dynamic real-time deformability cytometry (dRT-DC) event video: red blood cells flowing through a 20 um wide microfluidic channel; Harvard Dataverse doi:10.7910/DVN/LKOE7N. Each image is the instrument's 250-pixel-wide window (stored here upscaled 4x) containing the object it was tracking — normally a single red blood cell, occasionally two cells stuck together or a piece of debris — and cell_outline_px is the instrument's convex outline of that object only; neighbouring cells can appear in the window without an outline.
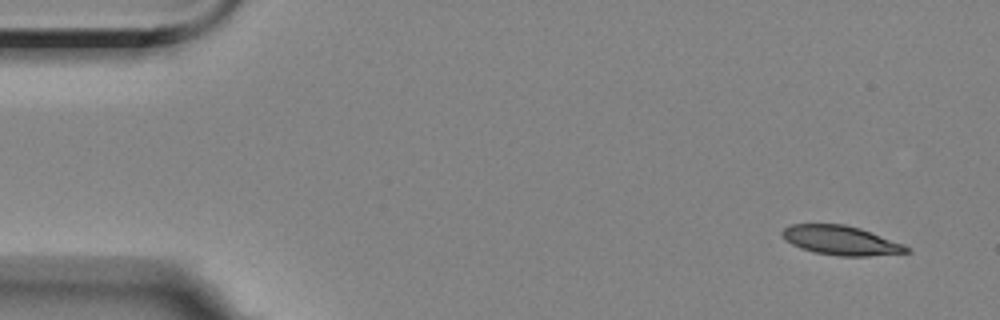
{"species": "Egyptian fruit bat (a non-hibernating species)", "species_latin": "Rousettus aegyptiacus", "temperature_condition": "room temperature", "stored_images_in_passage": 4, "camera_frame_rate_fps": 3000, "um_per_image_px": 0.085, "animal": {"sex": "female"}, "frame": {"image": 1, "passage_image": 1, "time_ms": 0.0, "image_size_px": [1000, 320], "cell_outline_px": [[912, 252], [868, 256], [840, 256], [816, 252], [800, 248], [792, 244], [780, 232], [784, 228], [792, 224], [844, 224], [860, 228], [904, 244], [912, 248]], "centroid_in_image_um": [71.53, 20.43], "position_along_channel_um": 13.5, "area_um2": 21.1}}